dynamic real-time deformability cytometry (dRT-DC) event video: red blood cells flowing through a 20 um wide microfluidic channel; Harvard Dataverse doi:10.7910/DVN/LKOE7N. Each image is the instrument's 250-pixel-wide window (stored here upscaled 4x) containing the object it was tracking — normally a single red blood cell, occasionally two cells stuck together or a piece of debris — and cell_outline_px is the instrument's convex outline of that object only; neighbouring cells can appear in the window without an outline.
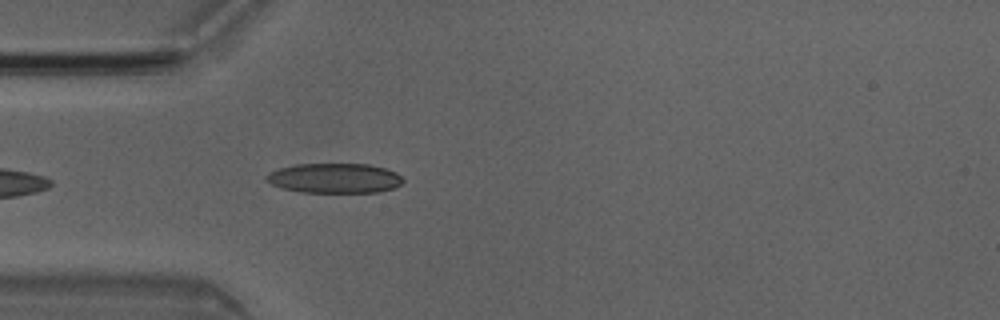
{"species": "Egyptian fruit bat (a non-hibernating species)", "species_latin": "Rousettus aegyptiacus", "temperature_condition": "room temperature", "stored_images_in_passage": 2, "camera_frame_rate_fps": 3000, "um_per_image_px": 0.085, "animal": {"sex": "male"}, "frame": {"image": 1, "passage_image": 2, "time_ms": 0.333, "image_size_px": [1000, 320], "cell_outline_px": [[404, 180], [400, 184], [392, 188], [380, 192], [300, 192], [284, 188], [272, 184], [264, 180], [264, 176], [268, 172], [280, 168], [296, 164], [368, 164], [384, 168], [396, 172]], "centroid_in_image_um": [28.4, 15.14], "position_along_channel_um": 56.6, "area_um2": 23.7}}